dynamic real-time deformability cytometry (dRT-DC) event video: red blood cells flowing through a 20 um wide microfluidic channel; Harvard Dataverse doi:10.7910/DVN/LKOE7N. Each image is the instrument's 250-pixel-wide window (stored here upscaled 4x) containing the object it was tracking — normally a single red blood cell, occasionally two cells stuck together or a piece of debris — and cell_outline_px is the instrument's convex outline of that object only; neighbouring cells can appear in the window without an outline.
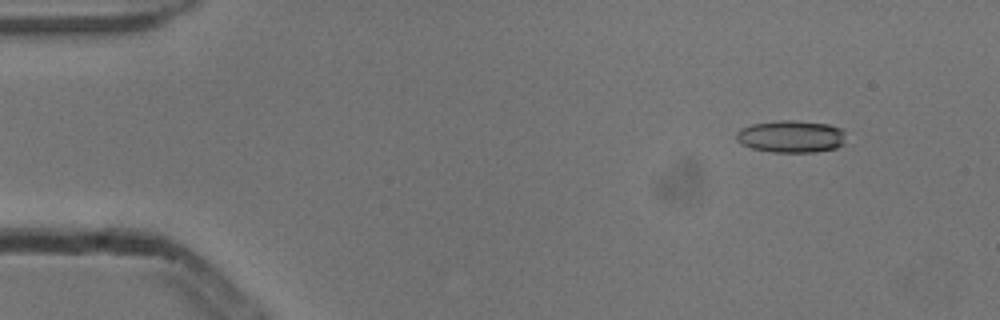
{"species": "common noctule bat (a hibernating species)", "species_latin": "Nyctalus noctula", "temperature_condition": "cold", "stored_images_in_passage": 4, "segment_of_instrument_passage": [2, 2], "camera_frame_rate_fps": 3000, "um_per_image_px": 0.085, "animal": {"sex": "male", "body_mass_g": 13.3}, "frame": {"image": 1, "passage_image": 4, "time_ms": 1.0, "image_size_px": [1000, 320], "cell_outline_px": [[844, 144], [836, 148], [816, 152], [772, 152], [752, 148], [740, 144], [736, 140], [736, 132], [740, 128], [752, 124], [780, 120], [792, 120], [828, 124], [840, 128], [844, 132]], "centroid_in_image_um": [67.22, 11.6], "position_along_channel_um": 17.8, "area_um2": 20.69}}